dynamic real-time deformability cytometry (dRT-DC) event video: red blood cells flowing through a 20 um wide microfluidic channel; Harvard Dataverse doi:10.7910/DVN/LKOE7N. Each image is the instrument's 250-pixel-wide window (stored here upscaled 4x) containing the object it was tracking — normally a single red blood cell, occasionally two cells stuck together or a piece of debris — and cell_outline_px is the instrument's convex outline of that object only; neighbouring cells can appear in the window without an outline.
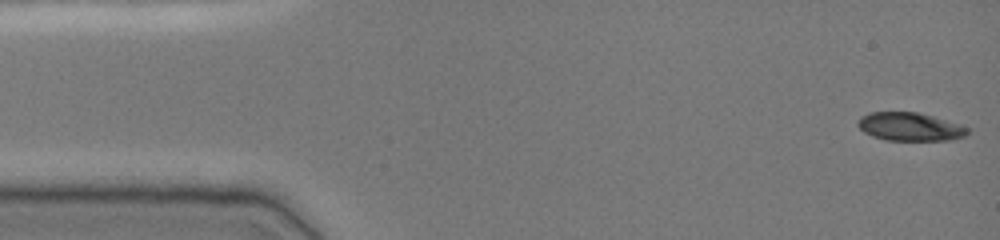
{"species": "common noctule bat (a hibernating species)", "species_latin": "Nyctalus noctula", "temperature_condition": "cold", "stored_images_in_passage": 48, "camera_frame_rate_fps": 3000, "um_per_image_px": 0.085, "animal": {"sex": "female", "body_mass_g": 19.0, "forearm_length_mm": 51.5}, "frame": {"image": 1, "passage_image": 1, "time_ms": 0.0, "image_size_px": [1000, 240], "cell_outline_px": [[968, 132], [964, 136], [952, 140], [884, 140], [872, 136], [864, 132], [856, 124], [860, 116], [872, 112], [916, 112], [932, 116], [968, 128]], "centroid_in_image_um": [77.28, 10.78], "position_along_channel_um": 7.7, "area_um2": 17.86}}
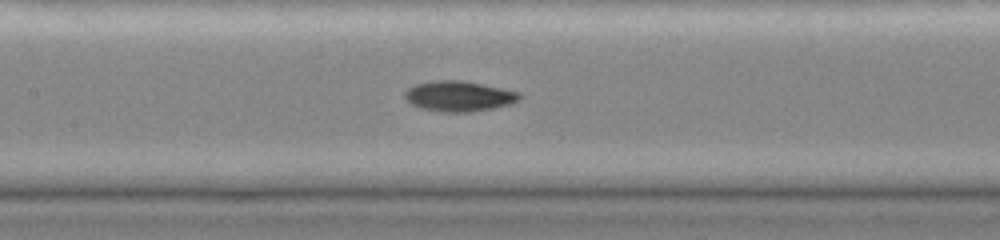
{"frame": {"image": 2, "passage_image": 22, "time_ms": 7.0, "image_size_px": [1000, 240], "cell_outline_px": [[520, 100], [508, 104], [492, 108], [472, 112], [440, 112], [424, 108], [412, 104], [404, 96], [404, 92], [408, 88], [416, 84], [432, 80], [460, 80], [520, 92]], "centroid_in_image_um": [38.99, 8.17], "position_along_channel_um": 168.4, "area_um2": 20.06}}
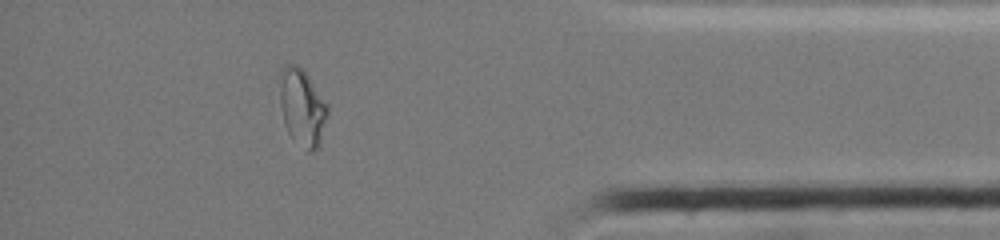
{"frame": {"image": 3, "passage_image": 42, "time_ms": 13.667, "image_size_px": [1000, 240], "cell_outline_px": [[328, 116], [320, 144], [312, 152], [308, 152], [288, 132], [284, 124], [280, 108], [276, 80], [276, 76], [280, 68], [284, 64], [296, 64], [308, 76], [328, 104]], "centroid_in_image_um": [25.63, 9.06], "position_along_channel_um": 409.6, "area_um2": 22.14}, "authors_computed_cell_mechanics": {"area_um2": 19.5075, "velocity_mm_per_s": 3.9336, "shape_relaxation_time_tau1_ms": 7.471, "shape_relaxation_time_tau2_ms": 2.7291, "deformation_change_tau1": 0.2126, "deformation_change_tau2": 0.049}}